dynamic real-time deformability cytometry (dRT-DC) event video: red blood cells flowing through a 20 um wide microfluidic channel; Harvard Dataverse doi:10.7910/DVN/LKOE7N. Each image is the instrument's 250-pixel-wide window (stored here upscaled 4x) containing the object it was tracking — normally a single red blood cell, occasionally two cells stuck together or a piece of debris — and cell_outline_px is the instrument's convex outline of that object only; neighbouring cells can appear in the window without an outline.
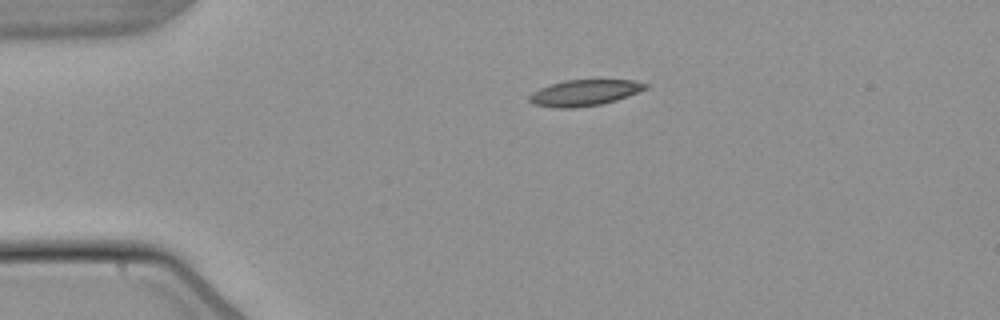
{"species": "common noctule bat (a hibernating species)", "species_latin": "Nyctalus noctula", "temperature_condition": "warm", "stored_images_in_passage": 43, "camera_frame_rate_fps": 3000, "um_per_image_px": 0.085, "animal": {"sex": "male", "body_mass_g": 21.5, "forearm_length_mm": 52.0}, "frame": {"image": 1, "passage_image": 1, "time_ms": 0.0, "image_size_px": [1000, 320], "cell_outline_px": [[648, 88], [628, 96], [616, 100], [600, 104], [572, 108], [556, 108], [532, 104], [528, 100], [528, 96], [532, 92], [548, 84], [564, 80], [632, 80], [648, 84]], "centroid_in_image_um": [49.64, 7.88], "position_along_channel_um": 35.4, "area_um2": 17.69}}
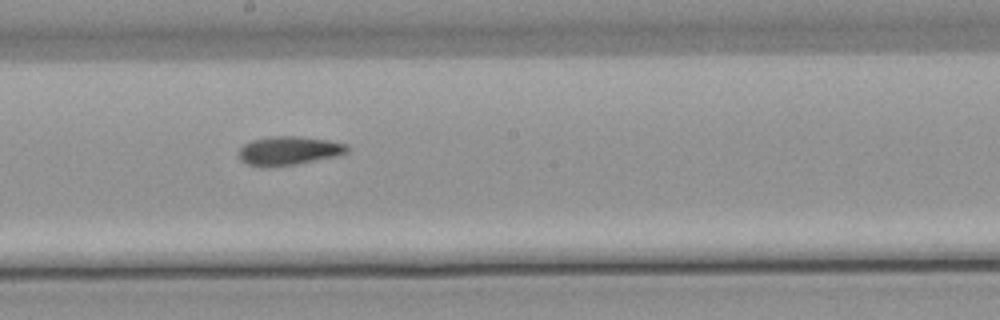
{"frame": {"image": 2, "passage_image": 19, "time_ms": 6.0, "image_size_px": [1000, 320], "cell_outline_px": [[348, 152], [336, 156], [296, 164], [260, 168], [248, 164], [240, 160], [240, 148], [244, 144], [252, 140], [268, 136], [300, 136], [328, 140], [348, 144]], "centroid_in_image_um": [24.54, 12.81], "position_along_channel_um": 223.7, "area_um2": 18.26}}
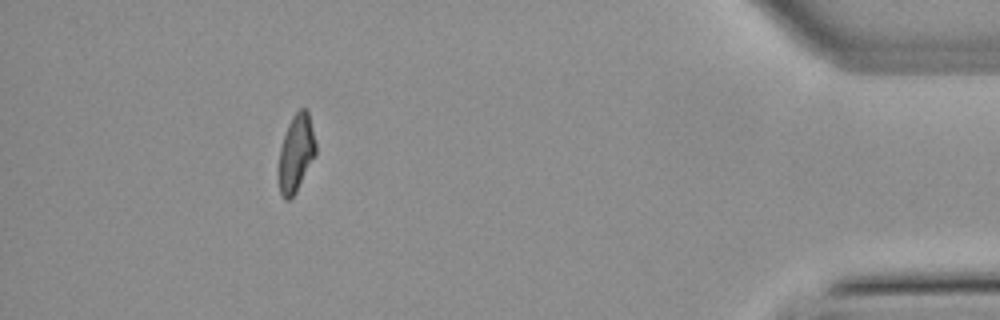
{"frame": {"image": 3, "passage_image": 38, "time_ms": 12.333, "image_size_px": [1000, 320], "cell_outline_px": [[316, 152], [296, 192], [288, 200], [284, 200], [280, 192], [276, 176], [276, 172], [280, 148], [288, 124], [292, 116], [300, 108], [304, 108], [308, 112], [316, 144]], "centroid_in_image_um": [25.11, 13.06], "position_along_channel_um": 410.1, "area_um2": 16.82}, "authors_computed_cell_mechanics": {"area_um2": 17.6868, "velocity_mm_per_s": 3.8376, "shape_relaxation_time_tau1_ms": 6.545, "shape_relaxation_time_tau2_ms": 5.6247, "deformation_change_tau1": 0.1701, "deformation_change_tau2": 0.1145}}